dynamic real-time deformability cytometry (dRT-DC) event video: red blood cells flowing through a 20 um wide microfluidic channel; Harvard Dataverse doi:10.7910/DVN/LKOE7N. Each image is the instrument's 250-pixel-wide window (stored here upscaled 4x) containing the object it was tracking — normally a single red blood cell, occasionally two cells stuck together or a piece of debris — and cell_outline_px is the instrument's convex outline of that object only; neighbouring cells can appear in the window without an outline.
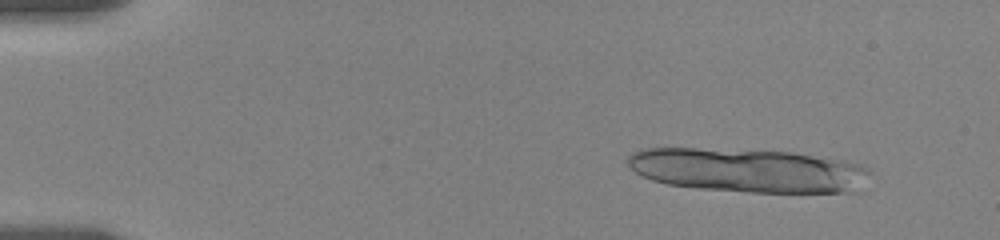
{"species": "human", "species_latin": "Homo sapiens", "temperature_condition": "room temperature", "stored_images_in_passage": 15, "camera_frame_rate_fps": 3000, "um_per_image_px": 0.085, "donor": {"sex": "female"}, "frame": {"image": 1, "passage_image": 4, "time_ms": 1.0, "image_size_px": [1000, 240], "cell_outline_px": [[868, 172], [860, 192], [752, 192], [700, 188], [668, 184], [652, 180], [636, 172], [624, 160], [632, 152], [644, 148], [696, 148], [792, 152], [844, 160], [860, 164], [868, 168]], "centroid_in_image_um": [63.58, 14.47], "position_along_channel_um": 21.4, "area_um2": 61.9}}